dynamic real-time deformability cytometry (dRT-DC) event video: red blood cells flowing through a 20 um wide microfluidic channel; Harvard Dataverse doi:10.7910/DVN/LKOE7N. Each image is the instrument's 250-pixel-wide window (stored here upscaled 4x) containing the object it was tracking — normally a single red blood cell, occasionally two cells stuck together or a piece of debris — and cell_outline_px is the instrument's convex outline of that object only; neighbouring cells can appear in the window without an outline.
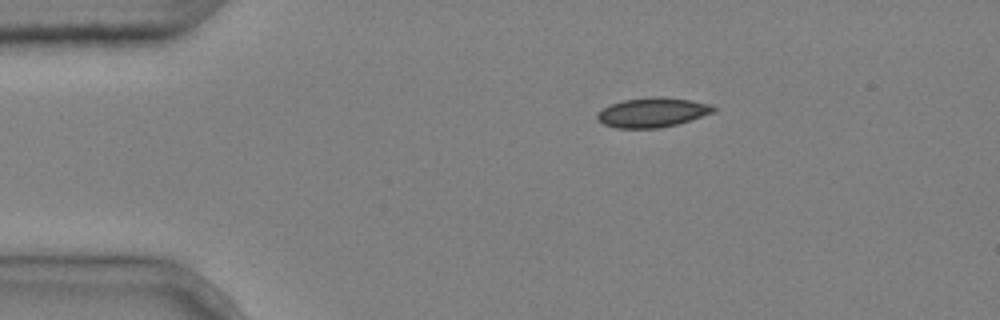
{"species": "common noctule bat (a hibernating species)", "species_latin": "Nyctalus noctula", "temperature_condition": "cold", "stored_images_in_passage": 2, "camera_frame_rate_fps": 3000, "um_per_image_px": 0.085, "animal": {"sex": "male", "body_mass_g": 20.4}, "frame": {"image": 1, "passage_image": 2, "time_ms": 0.333, "image_size_px": [1000, 320], "cell_outline_px": [[720, 108], [716, 112], [676, 124], [660, 128], [616, 128], [604, 124], [596, 116], [604, 108], [612, 104], [624, 100], [652, 96], [664, 96], [692, 100], [712, 104]], "centroid_in_image_um": [55.56, 9.54], "position_along_channel_um": 29.4, "area_um2": 20.11}}